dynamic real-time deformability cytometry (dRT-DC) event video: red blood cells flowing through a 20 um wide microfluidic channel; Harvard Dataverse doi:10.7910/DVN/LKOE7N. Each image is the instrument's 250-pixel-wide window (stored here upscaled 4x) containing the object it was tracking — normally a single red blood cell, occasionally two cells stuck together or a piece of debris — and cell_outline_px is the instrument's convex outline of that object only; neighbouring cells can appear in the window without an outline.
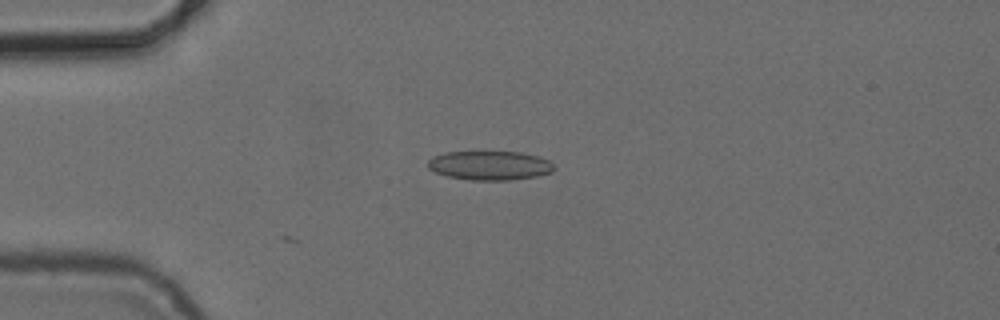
{"species": "common noctule bat (a hibernating species)", "species_latin": "Nyctalus noctula", "temperature_condition": "cold", "stored_images_in_passage": 5, "camera_frame_rate_fps": 3000, "um_per_image_px": 0.085, "animal": {"sex": "female", "body_mass_g": 24.6, "forearm_length_mm": 56.2}, "frame": {"image": 1, "passage_image": 3, "time_ms": 4.0, "image_size_px": [1000, 320], "cell_outline_px": [[556, 168], [552, 172], [536, 176], [512, 180], [472, 180], [448, 176], [436, 172], [428, 168], [428, 160], [432, 156], [444, 152], [520, 152], [540, 156], [548, 160]], "centroid_in_image_um": [41.64, 14.06], "position_along_channel_um": 43.4, "area_um2": 21.44}}